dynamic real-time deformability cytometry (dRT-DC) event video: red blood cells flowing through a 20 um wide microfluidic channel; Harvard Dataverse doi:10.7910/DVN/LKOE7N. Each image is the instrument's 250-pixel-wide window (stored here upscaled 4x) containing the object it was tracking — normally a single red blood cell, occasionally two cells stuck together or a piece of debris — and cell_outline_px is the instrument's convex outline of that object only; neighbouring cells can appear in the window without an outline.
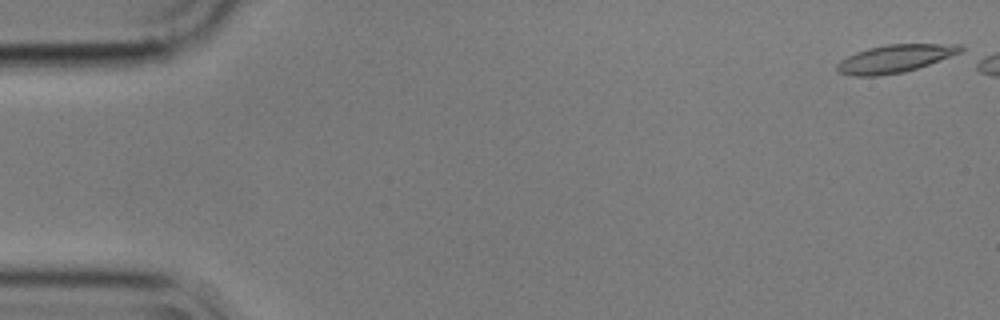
{"species": "common noctule bat (a hibernating species)", "species_latin": "Nyctalus noctula", "temperature_condition": "cold", "stored_images_in_passage": 8, "camera_frame_rate_fps": 3000, "um_per_image_px": 0.085, "animal": {"sex": "male", "body_mass_g": 17.9}, "frame": {"image": 1, "passage_image": 1, "time_ms": 0.0, "image_size_px": [1000, 320], "cell_outline_px": [[964, 48], [960, 52], [928, 64], [904, 72], [876, 76], [852, 76], [840, 72], [836, 68], [836, 64], [840, 60], [856, 52], [868, 48], [884, 44], [964, 44]], "centroid_in_image_um": [76.04, 4.97], "position_along_channel_um": 9.0, "area_um2": 19.88}}